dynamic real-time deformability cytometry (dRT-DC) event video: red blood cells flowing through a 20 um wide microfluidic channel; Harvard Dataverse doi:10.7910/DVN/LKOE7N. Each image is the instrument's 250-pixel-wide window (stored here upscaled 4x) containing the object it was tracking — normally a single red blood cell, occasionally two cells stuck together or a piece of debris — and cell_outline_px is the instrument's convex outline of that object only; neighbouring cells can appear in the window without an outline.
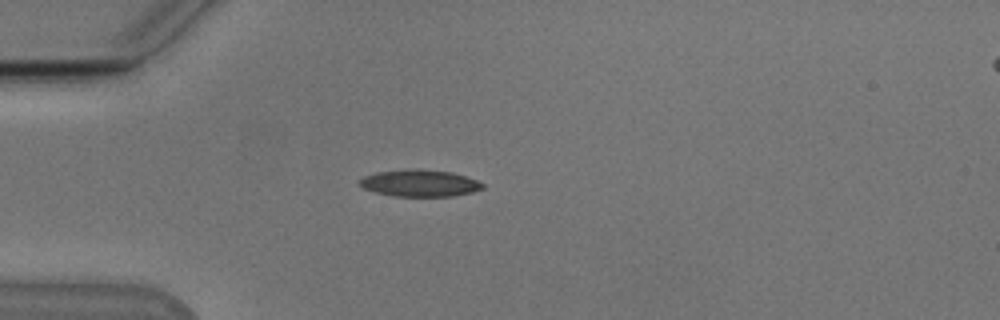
{"species": "Egyptian fruit bat (a non-hibernating species)", "species_latin": "Rousettus aegyptiacus", "temperature_condition": "cold", "stored_images_in_passage": 40, "camera_frame_rate_fps": 3000, "um_per_image_px": 0.085, "animal": {"sex": "male"}, "frame": {"image": 1, "passage_image": 1, "time_ms": 0.0, "image_size_px": [1000, 320], "cell_outline_px": [[484, 188], [472, 192], [452, 196], [396, 196], [376, 192], [364, 188], [360, 184], [360, 180], [364, 176], [376, 172], [404, 168], [416, 168], [452, 172], [476, 180], [484, 184]], "centroid_in_image_um": [35.68, 15.55], "position_along_channel_um": 49.3, "area_um2": 19.25}}
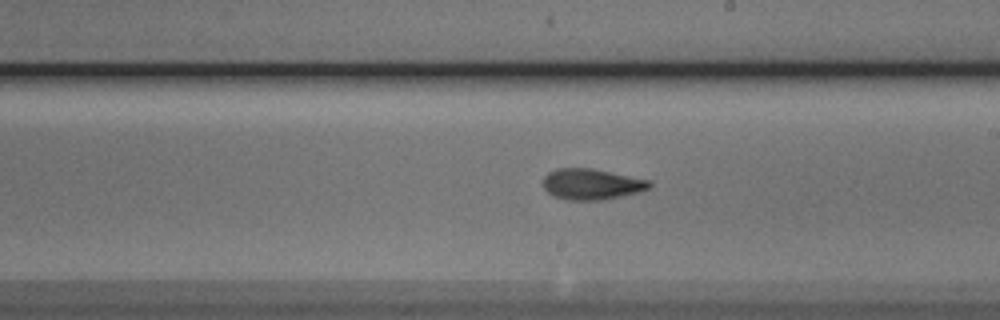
{"frame": {"image": 2, "passage_image": 17, "time_ms": 5.333, "image_size_px": [1000, 320], "cell_outline_px": [[652, 184], [648, 188], [640, 192], [600, 200], [568, 200], [552, 196], [544, 188], [544, 176], [548, 172], [560, 168], [592, 168], [648, 180]], "centroid_in_image_um": [50.26, 15.66], "position_along_channel_um": 238.7, "area_um2": 18.96}}
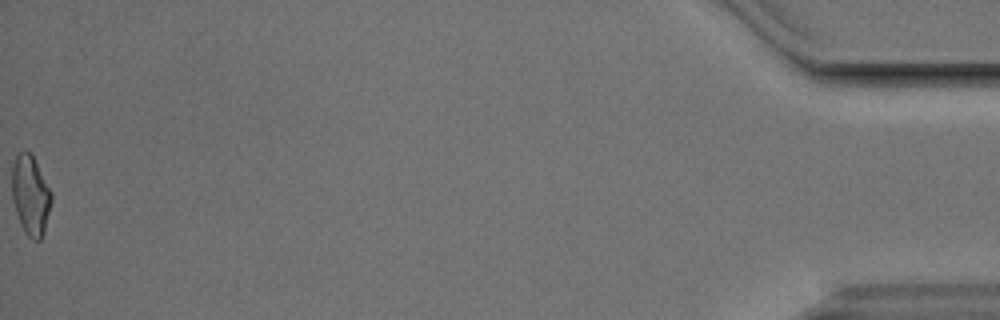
{"frame": {"image": 3, "passage_image": 40, "time_ms": 13.0, "image_size_px": [1000, 320], "cell_outline_px": [[52, 200], [44, 232], [40, 240], [32, 240], [24, 232], [20, 224], [12, 200], [12, 164], [16, 156], [20, 152], [28, 152], [32, 156], [52, 192]], "centroid_in_image_um": [2.59, 16.64], "position_along_channel_um": 432.6, "area_um2": 18.21}, "authors_computed_cell_mechanics": {"area_um2": 18.6983, "velocity_mm_per_s": 3.8388, "shape_relaxation_time_tau1_ms": 3.1389, "shape_relaxation_time_tau2_ms": 2.2556, "deformation_change_tau1": 0.1494, "deformation_change_tau2": 0.0926}}